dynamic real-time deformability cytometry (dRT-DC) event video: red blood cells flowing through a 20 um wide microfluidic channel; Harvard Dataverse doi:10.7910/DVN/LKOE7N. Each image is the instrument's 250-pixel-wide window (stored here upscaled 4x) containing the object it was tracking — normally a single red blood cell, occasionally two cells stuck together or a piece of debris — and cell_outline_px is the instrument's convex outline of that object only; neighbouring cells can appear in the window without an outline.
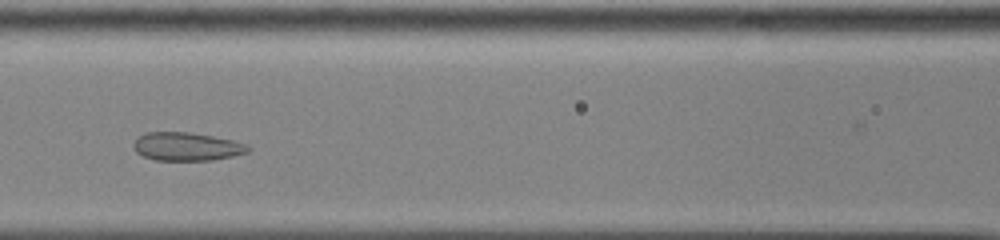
{"species": "common noctule bat (a hibernating species)", "species_latin": "Nyctalus noctula", "temperature_condition": "cold", "stored_images_in_passage": 34, "camera_frame_rate_fps": 3000, "um_per_image_px": 0.085, "animal": {"sex": "male", "body_mass_g": 13.0, "forearm_length_mm": 53.1}, "frame": {"image": 1, "passage_image": 10, "time_ms": 3.0, "image_size_px": [1000, 240], "cell_outline_px": [[252, 148], [248, 152], [232, 156], [212, 160], [156, 160], [144, 156], [136, 152], [132, 144], [144, 132], [188, 132], [212, 136], [232, 140], [248, 144]], "centroid_in_image_um": [15.89, 12.45], "position_along_channel_um": 150.7, "area_um2": 18.84}, "authors_computed_cell_mechanics": {"area_um2": 20.2878, "velocity_mm_per_s": 3.8554, "shape_relaxation_time_tau1_ms": null, "shape_relaxation_time_tau2_ms": 1.7214, "deformation_change_tau1": null, "deformation_change_tau2": 0.0707}}